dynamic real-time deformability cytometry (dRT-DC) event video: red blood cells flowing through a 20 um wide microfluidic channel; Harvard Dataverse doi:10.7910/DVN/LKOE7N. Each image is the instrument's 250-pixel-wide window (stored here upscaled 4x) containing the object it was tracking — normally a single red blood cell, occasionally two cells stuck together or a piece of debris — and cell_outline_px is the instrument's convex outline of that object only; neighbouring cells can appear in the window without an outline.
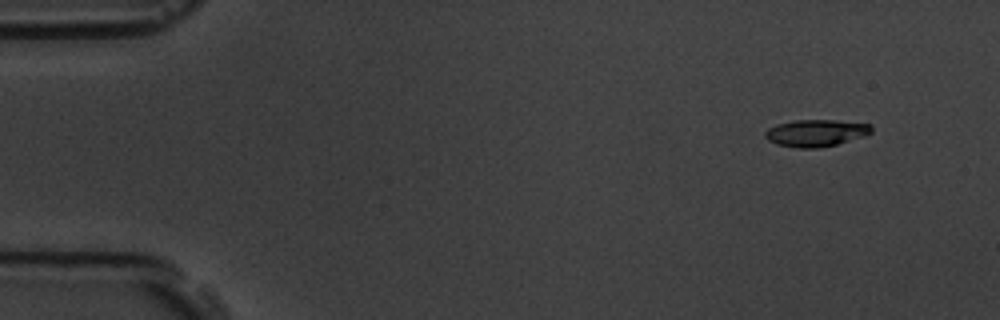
{"species": "common noctule bat (a hibernating species)", "species_latin": "Nyctalus noctula", "temperature_condition": "room temperature", "stored_images_in_passage": 5, "camera_frame_rate_fps": 3000, "um_per_image_px": 0.085, "animal": {"sex": "male", "body_mass_g": 19.5, "forearm_length_mm": 54.6}, "frame": {"image": 1, "passage_image": 1, "time_ms": 0.0, "image_size_px": [1000, 320], "cell_outline_px": [[872, 132], [864, 136], [836, 144], [820, 148], [796, 148], [776, 144], [768, 140], [764, 136], [764, 132], [768, 128], [776, 124], [796, 120], [836, 120], [872, 124]], "centroid_in_image_um": [69.34, 11.3], "position_along_channel_um": 15.7, "area_um2": 16.82}}
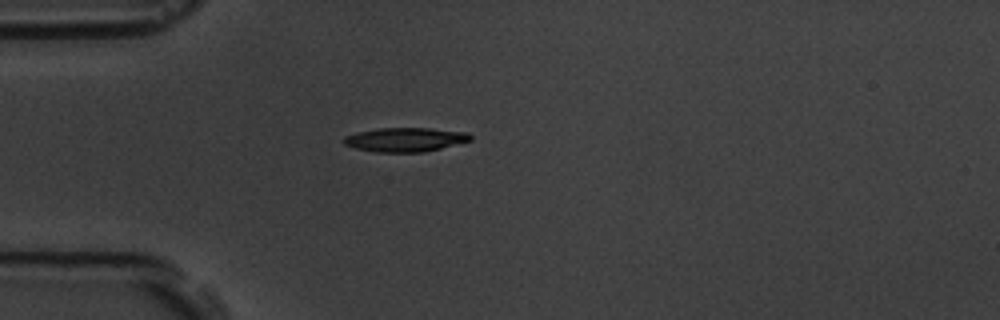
{"frame": {"image": 2, "passage_image": 4, "time_ms": 3.667, "image_size_px": [1000, 320], "cell_outline_px": [[472, 140], [424, 152], [376, 152], [356, 148], [344, 144], [340, 140], [344, 136], [360, 132], [380, 128], [428, 128], [468, 132], [472, 136]], "centroid_in_image_um": [34.44, 11.86], "position_along_channel_um": 50.6, "area_um2": 17.69}}